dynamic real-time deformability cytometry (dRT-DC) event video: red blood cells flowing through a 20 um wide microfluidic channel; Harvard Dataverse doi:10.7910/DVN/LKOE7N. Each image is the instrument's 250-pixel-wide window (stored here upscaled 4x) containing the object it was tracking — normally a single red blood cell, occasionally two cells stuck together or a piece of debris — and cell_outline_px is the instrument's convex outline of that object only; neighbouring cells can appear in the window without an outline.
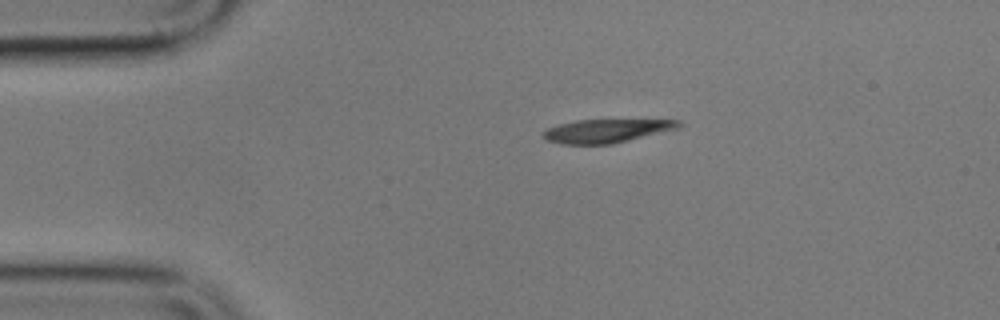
{"species": "common noctule bat (a hibernating species)", "species_latin": "Nyctalus noctula", "temperature_condition": "cold", "stored_images_in_passage": 3, "camera_frame_rate_fps": 3000, "um_per_image_px": 0.085, "animal": {"sex": "male", "body_mass_g": 17.9}, "frame": {"image": 1, "passage_image": 1, "time_ms": 0.0, "image_size_px": [1000, 320], "cell_outline_px": [[684, 124], [680, 128], [612, 144], [564, 144], [544, 140], [544, 132], [548, 128], [556, 124], [576, 120], [680, 120]], "centroid_in_image_um": [51.57, 11.12], "position_along_channel_um": 33.4, "area_um2": 18.55}}
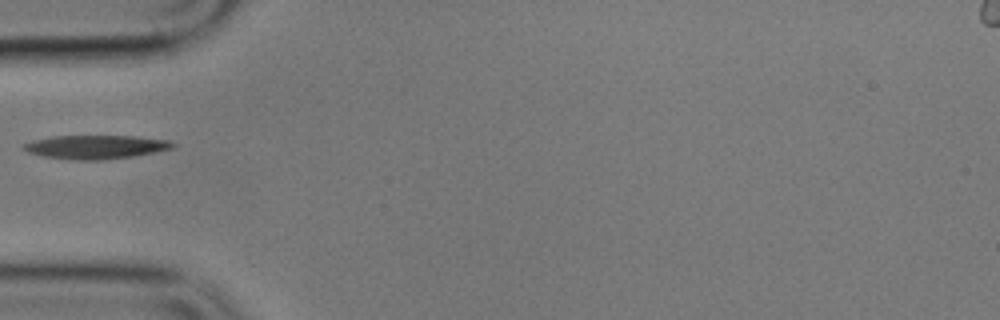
{"frame": {"image": 2, "passage_image": 3, "time_ms": 3.0, "image_size_px": [1000, 320], "cell_outline_px": [[176, 144], [172, 148], [132, 156], [100, 160], [72, 160], [40, 156], [28, 152], [24, 148], [24, 144], [32, 140], [52, 136], [136, 136], [168, 140]], "centroid_in_image_um": [8.09, 12.49], "position_along_channel_um": 76.9, "area_um2": 20.46}}